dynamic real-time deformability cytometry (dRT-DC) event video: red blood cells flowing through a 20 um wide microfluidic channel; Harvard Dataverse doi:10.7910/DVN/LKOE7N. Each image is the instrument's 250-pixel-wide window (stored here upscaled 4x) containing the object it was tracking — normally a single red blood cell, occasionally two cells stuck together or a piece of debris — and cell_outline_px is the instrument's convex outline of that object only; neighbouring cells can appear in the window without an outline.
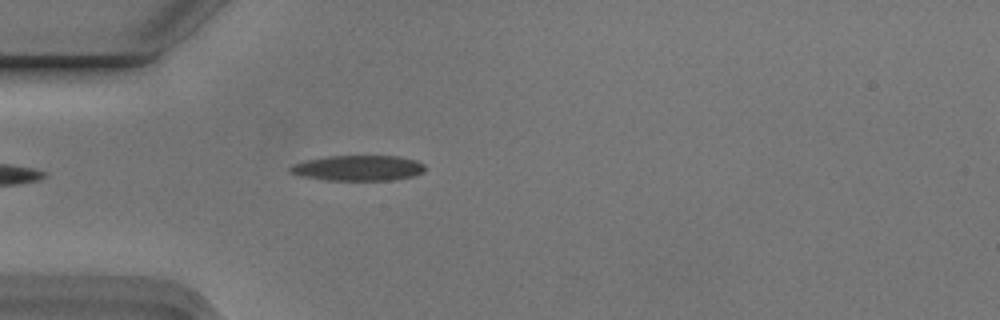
{"species": "Egyptian fruit bat (a non-hibernating species)", "species_latin": "Rousettus aegyptiacus", "temperature_condition": "cold", "stored_images_in_passage": 4, "camera_frame_rate_fps": 3000, "um_per_image_px": 0.085, "animal": {"sex": "male"}, "frame": {"image": 1, "passage_image": 4, "time_ms": 1.0, "image_size_px": [1000, 320], "cell_outline_px": [[424, 172], [412, 176], [388, 180], [328, 180], [304, 176], [292, 172], [288, 168], [292, 164], [308, 160], [328, 156], [400, 156], [416, 160], [424, 164]], "centroid_in_image_um": [30.48, 14.27], "position_along_channel_um": 54.5, "area_um2": 19.71}}